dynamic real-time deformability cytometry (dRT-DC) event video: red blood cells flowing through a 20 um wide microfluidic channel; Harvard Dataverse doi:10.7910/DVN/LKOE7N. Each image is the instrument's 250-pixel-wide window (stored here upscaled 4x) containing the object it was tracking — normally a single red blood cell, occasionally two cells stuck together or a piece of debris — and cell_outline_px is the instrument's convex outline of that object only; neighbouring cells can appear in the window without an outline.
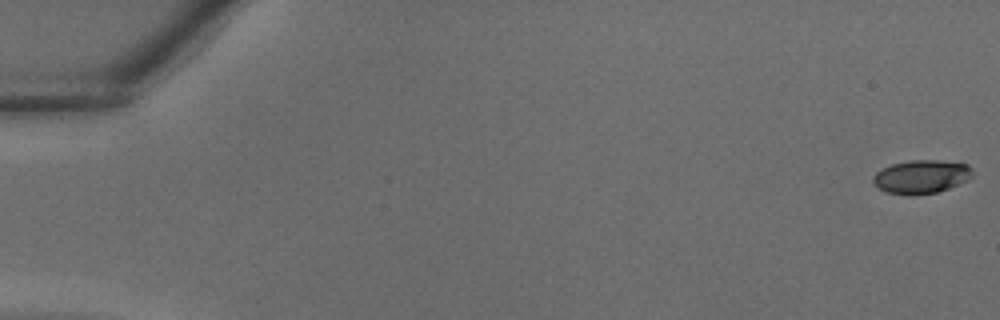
{"species": "common noctule bat (a hibernating species)", "species_latin": "Nyctalus noctula", "temperature_condition": "warm", "stored_images_in_passage": 39, "camera_frame_rate_fps": 3000, "um_per_image_px": 0.085, "animal": {"sex": "male", "body_mass_g": 18.8}, "frame": {"image": 1, "passage_image": 1, "time_ms": 0.0, "image_size_px": [1000, 320], "cell_outline_px": [[972, 176], [968, 180], [948, 188], [936, 192], [908, 196], [888, 192], [880, 188], [872, 180], [872, 176], [880, 168], [892, 164], [912, 160], [936, 160], [968, 164], [972, 168]], "centroid_in_image_um": [78.3, 15.01], "position_along_channel_um": 6.7, "area_um2": 19.36}}
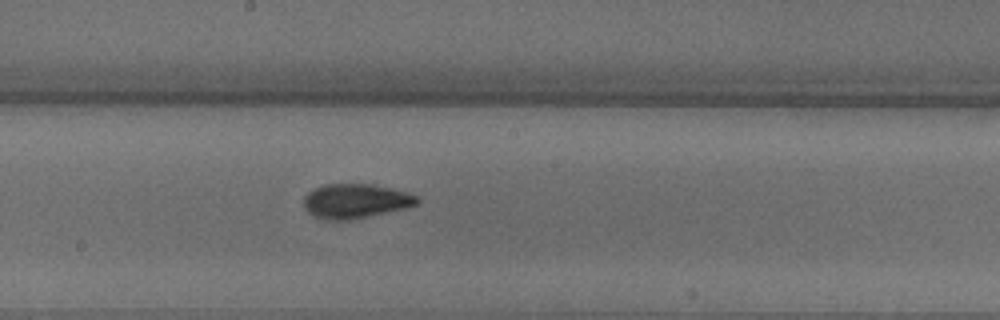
{"frame": {"image": 2, "passage_image": 22, "time_ms": 7.0, "image_size_px": [1000, 320], "cell_outline_px": [[420, 200], [416, 204], [408, 208], [348, 220], [328, 220], [316, 216], [308, 212], [304, 208], [304, 196], [308, 192], [324, 184], [372, 184], [392, 188], [420, 196]], "centroid_in_image_um": [30.25, 17.08], "position_along_channel_um": 218.0, "area_um2": 22.77}}
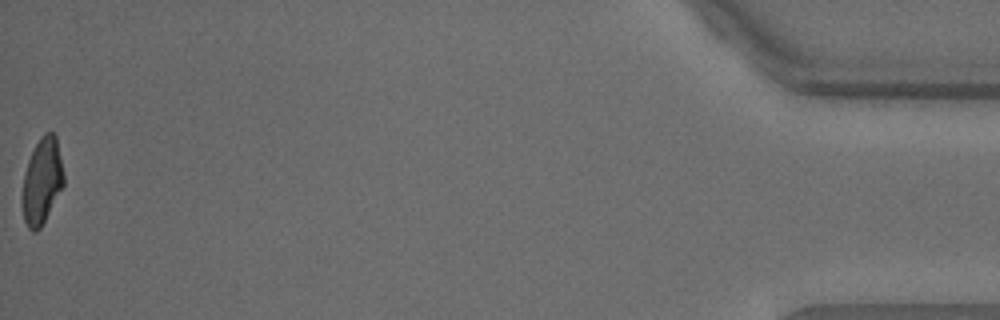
{"frame": {"image": 3, "passage_image": 39, "time_ms": 12.667, "image_size_px": [1000, 320], "cell_outline_px": [[64, 184], [40, 228], [36, 232], [32, 232], [28, 228], [24, 220], [20, 200], [20, 196], [24, 172], [28, 160], [40, 136], [44, 132], [52, 132], [56, 136], [64, 172]], "centroid_in_image_um": [3.54, 15.4], "position_along_channel_um": 431.7, "area_um2": 21.04}}